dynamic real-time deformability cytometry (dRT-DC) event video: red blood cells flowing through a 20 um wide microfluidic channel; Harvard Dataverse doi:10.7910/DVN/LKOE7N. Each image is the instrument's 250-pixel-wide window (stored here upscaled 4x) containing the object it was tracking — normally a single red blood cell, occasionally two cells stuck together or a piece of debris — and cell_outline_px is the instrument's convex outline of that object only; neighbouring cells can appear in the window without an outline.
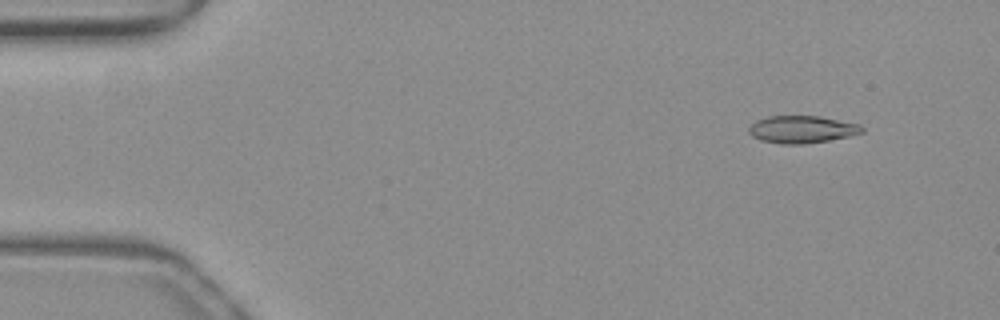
{"species": "common noctule bat (a hibernating species)", "species_latin": "Nyctalus noctula", "temperature_condition": "warm", "stored_images_in_passage": 49, "camera_frame_rate_fps": 3000, "um_per_image_px": 0.085, "animal": {"sex": "female", "body_mass_g": 19.3, "forearm_length_mm": 54.1}, "frame": {"image": 1, "passage_image": 2, "time_ms": 0.333, "image_size_px": [1000, 320], "cell_outline_px": [[864, 132], [848, 136], [828, 140], [804, 144], [780, 144], [760, 140], [752, 136], [748, 132], [748, 128], [756, 120], [768, 116], [820, 116], [860, 124], [864, 128]], "centroid_in_image_um": [68.15, 10.99], "position_along_channel_um": 16.9, "area_um2": 18.09}}
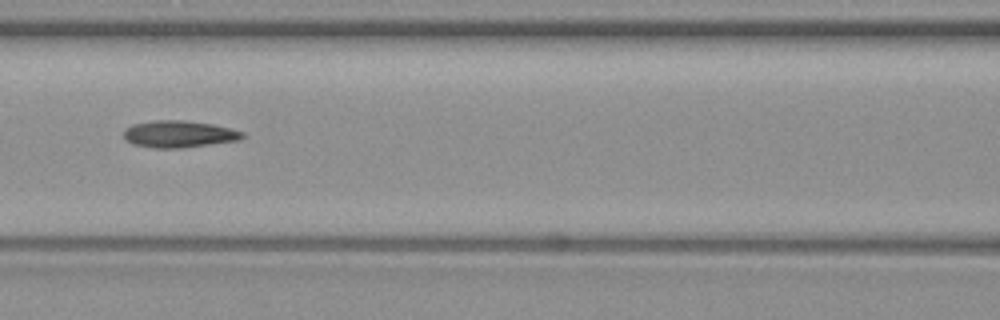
{"frame": {"image": 2, "passage_image": 20, "time_ms": 6.333, "image_size_px": [1000, 320], "cell_outline_px": [[244, 136], [240, 140], [180, 148], [152, 148], [132, 144], [124, 140], [124, 128], [132, 124], [152, 120], [184, 120], [212, 124], [244, 132]], "centroid_in_image_um": [15.15, 11.39], "position_along_channel_um": 151.4, "area_um2": 18.73}}
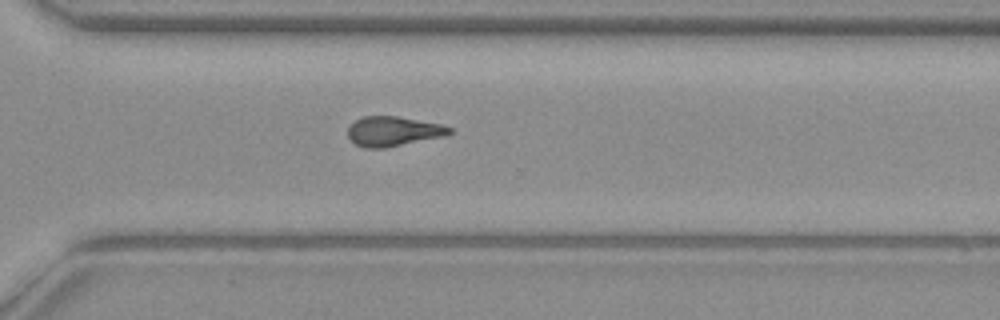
{"frame": {"image": 3, "passage_image": 34, "time_ms": 11.0, "image_size_px": [1000, 320], "cell_outline_px": [[452, 132], [444, 136], [384, 148], [364, 148], [356, 144], [348, 136], [348, 128], [356, 120], [364, 116], [396, 116], [440, 124], [452, 128]], "centroid_in_image_um": [33.42, 11.16], "position_along_channel_um": 337.2, "area_um2": 17.34}, "authors_computed_cell_mechanics": {"area_um2": 18.0336, "velocity_mm_per_s": 3.9896, "shape_relaxation_time_tau1_ms": 6.5204, "shape_relaxation_time_tau2_ms": 3.7991, "deformation_change_tau1": 0.1898, "deformation_change_tau2": 0.1379}}